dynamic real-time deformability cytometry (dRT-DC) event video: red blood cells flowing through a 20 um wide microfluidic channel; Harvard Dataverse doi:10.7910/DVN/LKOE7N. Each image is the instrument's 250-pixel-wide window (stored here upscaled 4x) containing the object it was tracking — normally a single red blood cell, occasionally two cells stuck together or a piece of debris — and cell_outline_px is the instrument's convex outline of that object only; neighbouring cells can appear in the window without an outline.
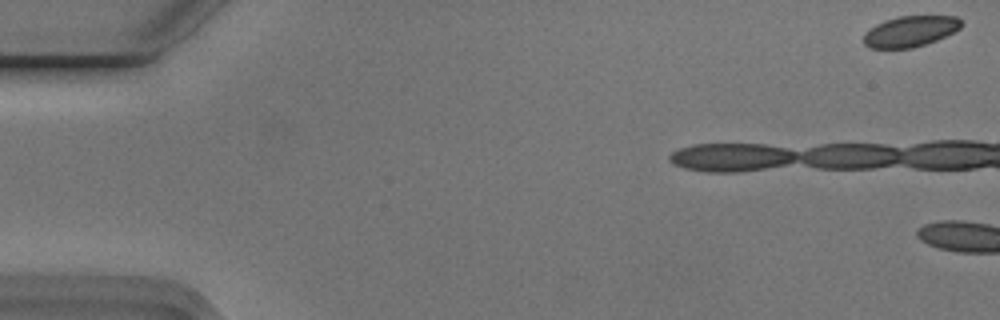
{"species": "Egyptian fruit bat (a non-hibernating species)", "species_latin": "Rousettus aegyptiacus", "temperature_condition": "cold", "stored_images_in_passage": 6, "camera_frame_rate_fps": 3000, "um_per_image_px": 0.085, "animal": {"sex": "male"}, "frame": {"image": 1, "passage_image": 1, "time_ms": 0.0, "image_size_px": [1000, 320], "cell_outline_px": [[960, 28], [936, 40], [912, 48], [868, 48], [864, 44], [864, 32], [876, 24], [884, 20], [896, 16], [956, 16], [960, 20]], "centroid_in_image_um": [77.31, 2.66], "position_along_channel_um": 7.7, "area_um2": 17.4}}